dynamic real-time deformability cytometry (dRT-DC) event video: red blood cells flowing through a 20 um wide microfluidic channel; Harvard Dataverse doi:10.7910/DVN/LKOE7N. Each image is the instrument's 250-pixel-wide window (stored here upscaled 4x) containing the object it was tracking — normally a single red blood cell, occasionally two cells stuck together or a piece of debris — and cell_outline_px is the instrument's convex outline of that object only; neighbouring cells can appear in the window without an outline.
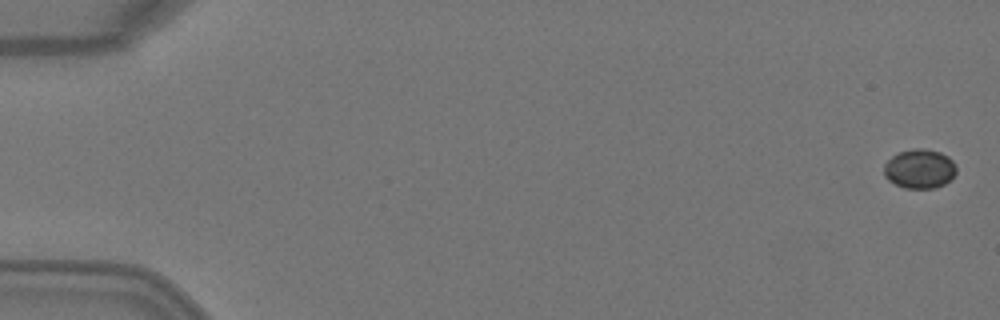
{"species": "Egyptian fruit bat (a non-hibernating species)", "species_latin": "Rousettus aegyptiacus", "temperature_condition": "warm", "stored_images_in_passage": 2, "camera_frame_rate_fps": 3000, "um_per_image_px": 0.085, "animal": {"sex": "female"}, "frame": {"image": 1, "passage_image": 2, "time_ms": 0.333, "image_size_px": [1000, 320], "cell_outline_px": [[956, 172], [952, 180], [936, 188], [904, 188], [888, 180], [884, 176], [884, 164], [892, 156], [900, 152], [912, 148], [920, 148], [940, 152], [948, 156], [956, 164]], "centroid_in_image_um": [78.18, 14.35], "position_along_channel_um": 6.8, "area_um2": 16.7}}